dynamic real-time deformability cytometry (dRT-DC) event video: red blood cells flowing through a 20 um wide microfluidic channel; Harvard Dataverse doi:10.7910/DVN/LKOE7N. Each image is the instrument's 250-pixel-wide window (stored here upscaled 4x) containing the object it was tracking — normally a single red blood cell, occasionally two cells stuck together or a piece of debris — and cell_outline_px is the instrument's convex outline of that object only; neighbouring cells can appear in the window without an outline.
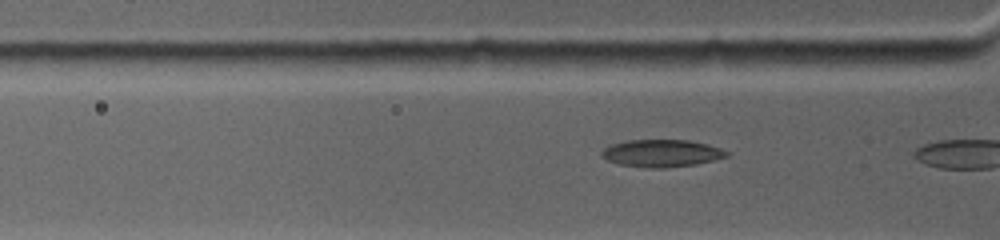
{"species": "common noctule bat (a hibernating species)", "species_latin": "Nyctalus noctula", "temperature_condition": "warm", "stored_images_in_passage": 8, "camera_frame_rate_fps": 4500, "um_per_image_px": 0.085, "animal": {"sex": "female", "body_mass_g": 19.0, "forearm_length_mm": 53.3}, "frame": {"image": 1, "passage_image": 5, "time_ms": 0.889, "image_size_px": [1000, 240], "cell_outline_px": [[728, 156], [696, 164], [664, 168], [652, 168], [620, 164], [608, 160], [600, 156], [600, 152], [604, 148], [612, 144], [628, 140], [688, 140], [708, 144], [720, 148], [728, 152]], "centroid_in_image_um": [56.22, 13.02], "position_along_channel_um": 69.6, "area_um2": 19.77}}